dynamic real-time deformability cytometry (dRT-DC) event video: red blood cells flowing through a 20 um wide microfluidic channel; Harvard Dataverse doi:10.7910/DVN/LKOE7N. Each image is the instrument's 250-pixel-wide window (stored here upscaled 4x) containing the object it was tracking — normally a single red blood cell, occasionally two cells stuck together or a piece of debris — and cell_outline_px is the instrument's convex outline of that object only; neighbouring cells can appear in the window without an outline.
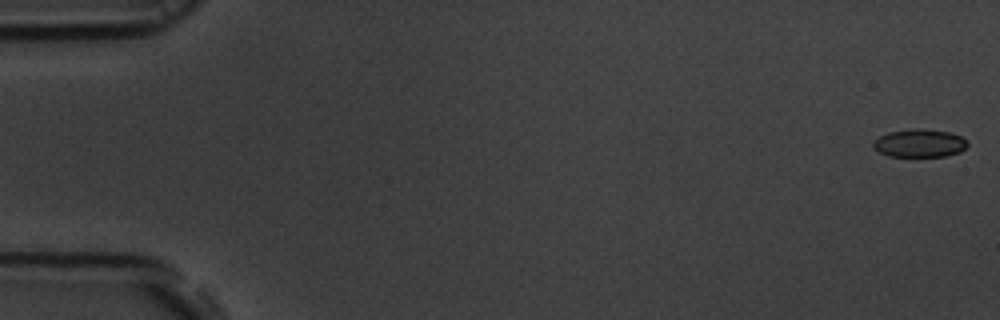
{"species": "common noctule bat (a hibernating species)", "species_latin": "Nyctalus noctula", "temperature_condition": "room temperature", "stored_images_in_passage": 53, "camera_frame_rate_fps": 3000, "um_per_image_px": 0.085, "animal": {"sex": "male", "body_mass_g": 19.5, "forearm_length_mm": 54.6}, "frame": {"image": 1, "passage_image": 1, "time_ms": 0.0, "image_size_px": [1000, 320], "cell_outline_px": [[968, 144], [960, 152], [944, 156], [888, 156], [872, 148], [872, 144], [880, 136], [888, 132], [912, 128], [924, 128], [948, 132], [960, 136]], "centroid_in_image_um": [78.13, 12.16], "position_along_channel_um": 6.9, "area_um2": 15.32}}
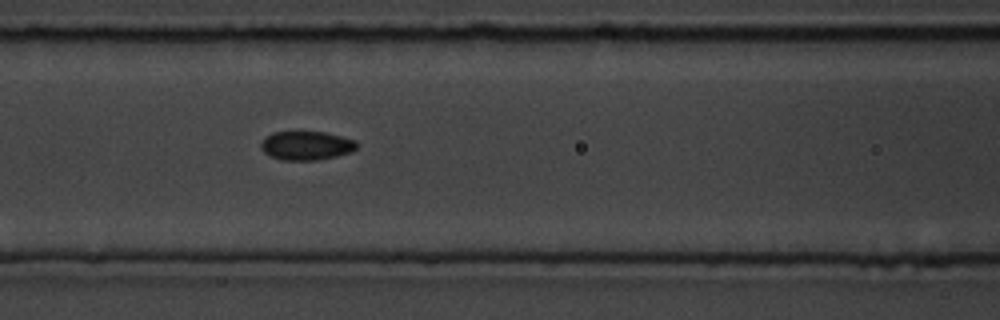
{"frame": {"image": 2, "passage_image": 23, "time_ms": 7.333, "image_size_px": [1000, 320], "cell_outline_px": [[356, 148], [352, 152], [336, 156], [316, 160], [280, 160], [264, 152], [260, 148], [260, 144], [264, 136], [272, 132], [324, 132], [356, 140]], "centroid_in_image_um": [26.01, 12.37], "position_along_channel_um": 140.6, "area_um2": 16.13}}
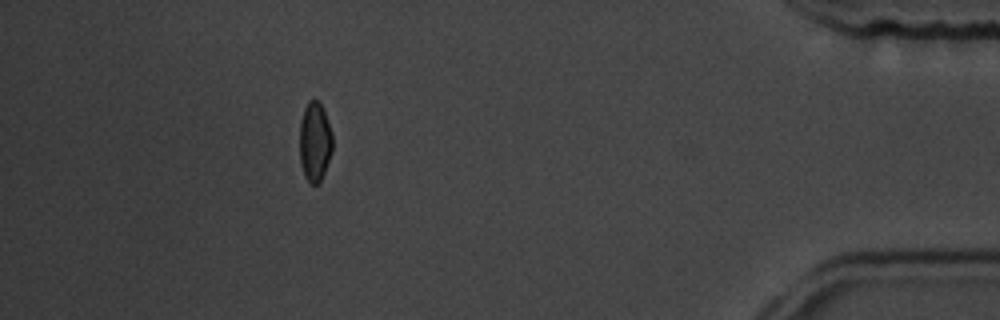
{"frame": {"image": 3, "passage_image": 48, "time_ms": 15.667, "image_size_px": [1000, 320], "cell_outline_px": [[332, 152], [324, 172], [320, 180], [316, 184], [312, 184], [304, 176], [300, 160], [300, 120], [304, 108], [308, 100], [320, 100], [332, 132]], "centroid_in_image_um": [26.76, 12.0], "position_along_channel_um": 408.4, "area_um2": 15.26}, "authors_computed_cell_mechanics": {"area_um2": 15.7216, "velocity_mm_per_s": 3.8608, "shape_relaxation_time_tau1_ms": 5.5022, "shape_relaxation_time_tau2_ms": 1.6466, "deformation_change_tau1": 0.0953, "deformation_change_tau2": 0.0582}}